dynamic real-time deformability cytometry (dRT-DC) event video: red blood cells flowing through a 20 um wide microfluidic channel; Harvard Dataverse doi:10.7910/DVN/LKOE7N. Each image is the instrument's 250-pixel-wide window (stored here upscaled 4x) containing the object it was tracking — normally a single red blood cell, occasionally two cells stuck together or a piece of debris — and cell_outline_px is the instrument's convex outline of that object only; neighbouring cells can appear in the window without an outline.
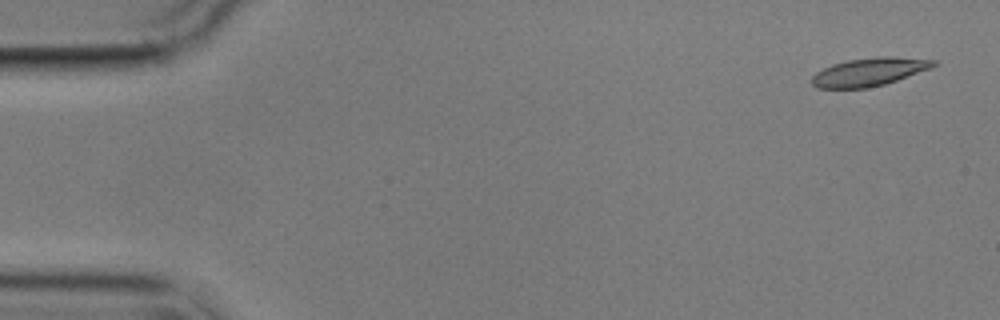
{"species": "common noctule bat (a hibernating species)", "species_latin": "Nyctalus noctula", "temperature_condition": "cold", "stored_images_in_passage": 5, "camera_frame_rate_fps": 3000, "um_per_image_px": 0.085, "animal": {"sex": "male", "body_mass_g": 17.9}, "frame": {"image": 1, "passage_image": 1, "time_ms": 0.0, "image_size_px": [1000, 320], "cell_outline_px": [[936, 64], [932, 68], [884, 84], [868, 88], [816, 88], [812, 84], [812, 76], [816, 72], [832, 64], [848, 60], [880, 56], [892, 56], [936, 60]], "centroid_in_image_um": [73.88, 6.11], "position_along_channel_um": 11.1, "area_um2": 19.88}}
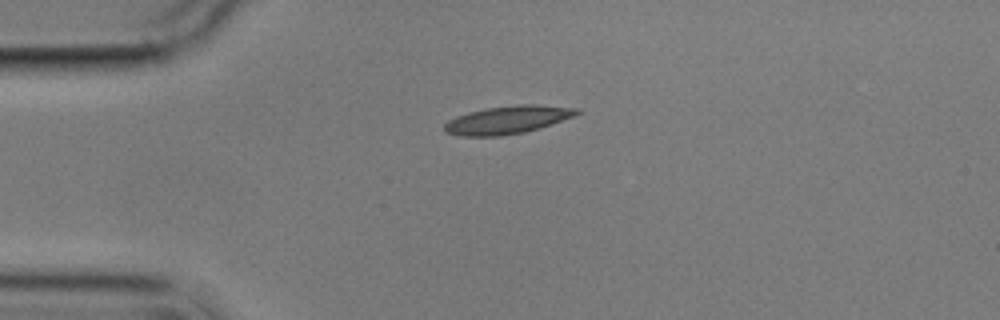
{"frame": {"image": 2, "passage_image": 4, "time_ms": 3.667, "image_size_px": [1000, 320], "cell_outline_px": [[580, 112], [572, 116], [540, 128], [524, 132], [500, 136], [460, 136], [444, 132], [444, 124], [448, 120], [456, 116], [468, 112], [484, 108], [516, 104], [536, 104], [580, 108]], "centroid_in_image_um": [43.1, 10.18], "position_along_channel_um": 41.9, "area_um2": 21.68}}